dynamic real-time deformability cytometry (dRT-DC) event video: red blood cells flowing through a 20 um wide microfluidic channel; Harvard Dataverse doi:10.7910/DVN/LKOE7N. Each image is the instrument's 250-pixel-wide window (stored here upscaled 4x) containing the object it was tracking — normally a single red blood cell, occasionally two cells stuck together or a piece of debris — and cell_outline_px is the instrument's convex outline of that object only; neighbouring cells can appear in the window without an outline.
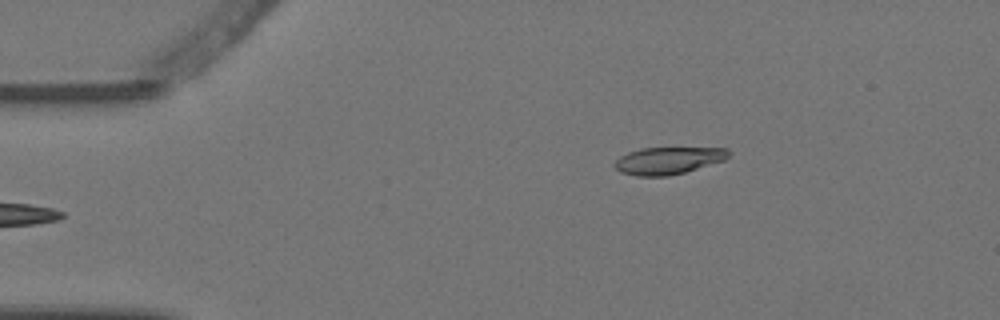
{"species": "Egyptian fruit bat (a non-hibernating species)", "species_latin": "Rousettus aegyptiacus", "temperature_condition": "warm", "stored_images_in_passage": 5, "camera_frame_rate_fps": 3000, "um_per_image_px": 0.085, "animal": {"sex": "female"}, "frame": {"image": 1, "passage_image": 5, "time_ms": 1.333, "image_size_px": [1000, 320], "cell_outline_px": [[728, 156], [724, 160], [684, 172], [668, 176], [636, 176], [620, 172], [612, 164], [620, 156], [628, 152], [640, 148], [728, 148]], "centroid_in_image_um": [56.74, 13.65], "position_along_channel_um": 28.3, "area_um2": 17.92}}